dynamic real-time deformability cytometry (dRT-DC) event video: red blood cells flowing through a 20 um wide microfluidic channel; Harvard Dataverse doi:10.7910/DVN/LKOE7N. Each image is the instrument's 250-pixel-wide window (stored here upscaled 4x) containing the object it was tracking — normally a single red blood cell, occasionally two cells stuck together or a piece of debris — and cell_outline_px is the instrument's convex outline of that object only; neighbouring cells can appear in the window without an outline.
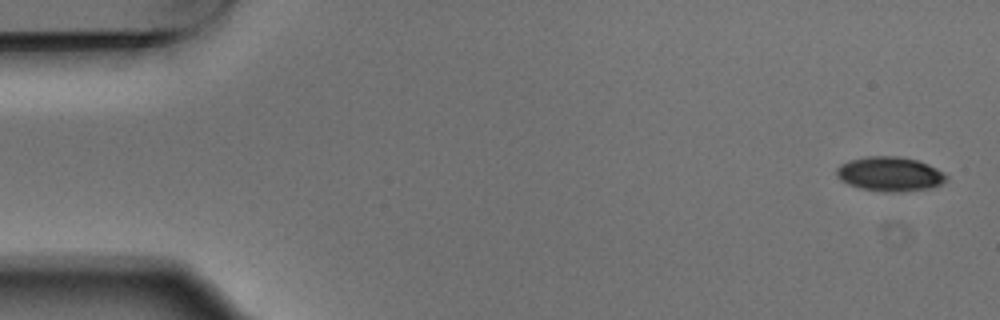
{"species": "Egyptian fruit bat (a non-hibernating species)", "species_latin": "Rousettus aegyptiacus", "temperature_condition": "warm", "stored_images_in_passage": 5, "camera_frame_rate_fps": 3000, "um_per_image_px": 0.085, "animal": {"sex": "male"}, "frame": {"image": 1, "passage_image": 1, "time_ms": 0.0, "image_size_px": [1000, 320], "cell_outline_px": [[948, 180], [932, 188], [900, 192], [884, 192], [860, 188], [848, 184], [840, 180], [836, 176], [836, 168], [840, 164], [848, 160], [864, 156], [900, 156], [916, 160], [928, 164], [944, 172], [948, 176]], "centroid_in_image_um": [75.63, 14.79], "position_along_channel_um": 9.4, "area_um2": 22.37}}
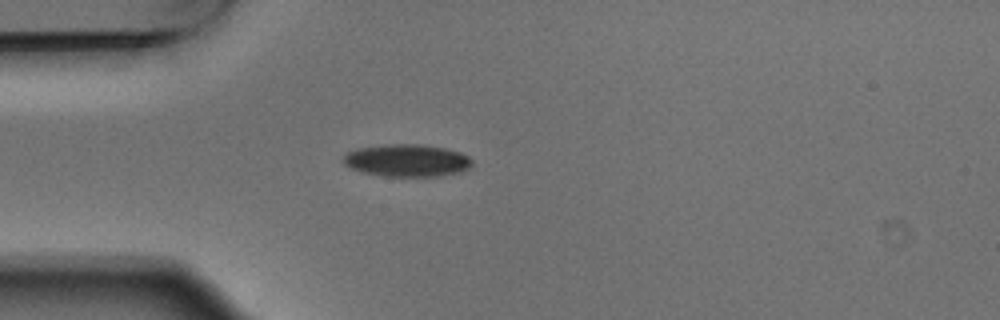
{"frame": {"image": 2, "passage_image": 5, "time_ms": 1.333, "image_size_px": [1000, 320], "cell_outline_px": [[472, 164], [468, 168], [460, 172], [440, 176], [384, 176], [364, 172], [352, 168], [344, 164], [344, 156], [348, 152], [356, 148], [388, 144], [420, 144], [444, 148], [460, 152], [468, 156], [472, 160]], "centroid_in_image_um": [34.61, 13.63], "position_along_channel_um": 50.4, "area_um2": 24.16}}